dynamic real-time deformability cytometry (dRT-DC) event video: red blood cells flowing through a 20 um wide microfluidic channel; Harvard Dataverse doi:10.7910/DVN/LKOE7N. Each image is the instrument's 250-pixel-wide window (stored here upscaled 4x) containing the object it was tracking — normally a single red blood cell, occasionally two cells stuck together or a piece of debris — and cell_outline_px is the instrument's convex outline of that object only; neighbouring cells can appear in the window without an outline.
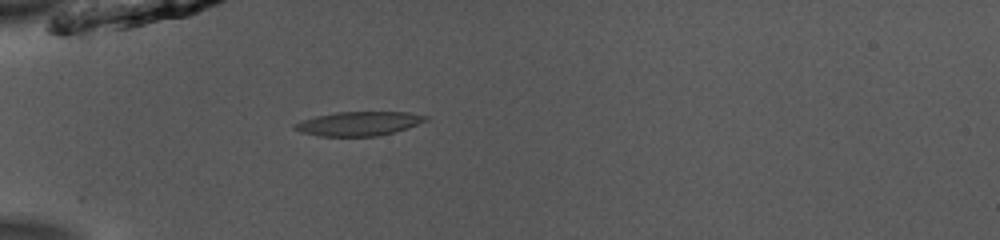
{"species": "common noctule bat (a hibernating species)", "species_latin": "Nyctalus noctula", "temperature_condition": "room temperature", "stored_images_in_passage": 35, "camera_frame_rate_fps": 3000, "um_per_image_px": 0.085, "animal": {"sex": "male", "body_mass_g": 13.0, "forearm_length_mm": 53.1}, "frame": {"image": 1, "passage_image": 12, "time_ms": 3.667, "image_size_px": [1000, 240], "cell_outline_px": [[428, 120], [408, 128], [380, 136], [320, 136], [300, 132], [292, 128], [292, 124], [300, 120], [316, 116], [336, 112], [408, 112], [428, 116]], "centroid_in_image_um": [30.47, 10.51], "position_along_channel_um": 54.5, "area_um2": 18.55}}
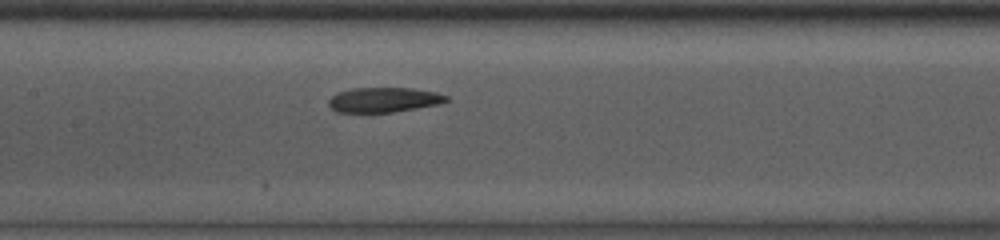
{"frame": {"image": 2, "passage_image": 22, "time_ms": 7.0, "image_size_px": [1000, 240], "cell_outline_px": [[448, 100], [436, 104], [416, 108], [392, 112], [336, 112], [328, 104], [328, 100], [336, 92], [352, 88], [412, 88], [436, 92], [448, 96]], "centroid_in_image_um": [32.58, 8.47], "position_along_channel_um": 174.8, "area_um2": 16.94}}
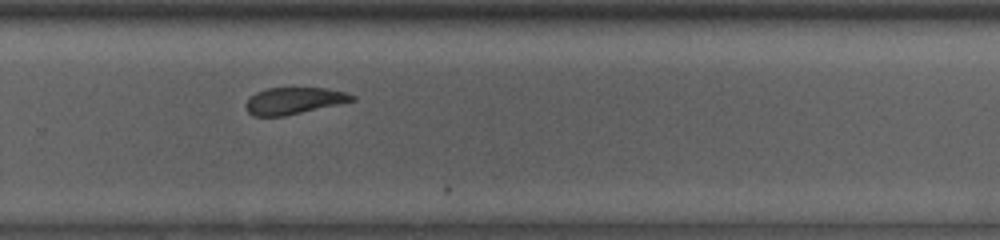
{"frame": {"image": 3, "passage_image": 32, "time_ms": 10.333, "image_size_px": [1000, 240], "cell_outline_px": [[356, 100], [340, 104], [284, 116], [252, 116], [248, 112], [244, 104], [256, 92], [268, 88], [324, 88], [344, 92], [356, 96]], "centroid_in_image_um": [24.98, 8.57], "position_along_channel_um": 304.8, "area_um2": 16.47}}